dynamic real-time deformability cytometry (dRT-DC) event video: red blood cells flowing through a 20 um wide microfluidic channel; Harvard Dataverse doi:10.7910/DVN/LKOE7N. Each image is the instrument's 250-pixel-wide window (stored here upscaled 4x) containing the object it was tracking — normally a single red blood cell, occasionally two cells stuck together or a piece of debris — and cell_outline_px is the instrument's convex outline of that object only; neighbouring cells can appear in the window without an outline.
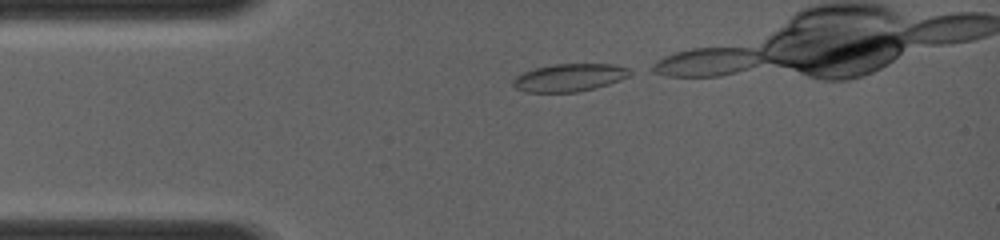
{"species": "common noctule bat (a hibernating species)", "species_latin": "Nyctalus noctula", "temperature_condition": "room temperature", "stored_images_in_passage": 10, "camera_frame_rate_fps": 4000, "um_per_image_px": 0.085, "animal": {"sex": "female", "body_mass_g": 19.0, "forearm_length_mm": 56.7}, "frame": {"image": 1, "passage_image": 1, "time_ms": 0.0, "image_size_px": [1000, 240], "cell_outline_px": [[636, 72], [620, 80], [596, 88], [576, 92], [524, 92], [516, 88], [512, 84], [512, 80], [516, 76], [524, 72], [536, 68], [552, 64], [616, 64], [628, 68]], "centroid_in_image_um": [48.43, 6.59], "position_along_channel_um": 36.6, "area_um2": 19.02}}